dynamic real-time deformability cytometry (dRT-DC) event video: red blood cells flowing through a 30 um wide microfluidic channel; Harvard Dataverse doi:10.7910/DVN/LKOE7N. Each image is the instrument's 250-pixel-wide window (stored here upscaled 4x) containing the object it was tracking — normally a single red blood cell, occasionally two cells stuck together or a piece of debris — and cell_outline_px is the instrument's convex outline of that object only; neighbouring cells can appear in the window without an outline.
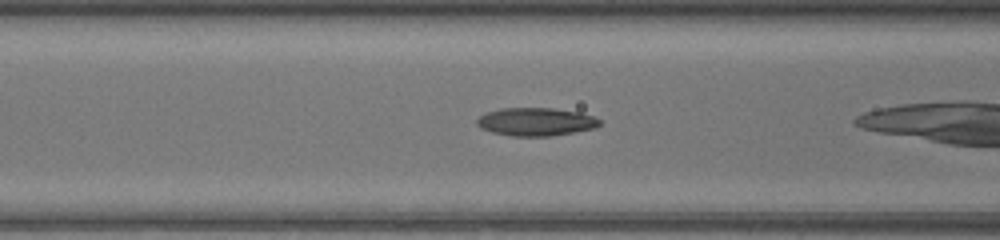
{"species": "common noctule bat (a hibernating species)", "species_latin": "Nyctalus noctula", "temperature_condition": "warm", "stored_images_in_passage": 35, "camera_frame_rate_fps": 3000, "um_per_image_px": 0.085, "animal": {"sex": "female", "body_mass_g": 17.0, "forearm_length_mm": 48.0}, "frame": {"image": 1, "passage_image": 18, "time_ms": 5.667, "image_size_px": [1000, 240], "cell_outline_px": [[600, 124], [596, 128], [576, 132], [552, 136], [512, 136], [492, 132], [480, 128], [476, 124], [476, 120], [480, 116], [488, 112], [500, 108], [552, 108], [580, 112], [592, 116], [600, 120]], "centroid_in_image_um": [45.55, 10.35], "position_along_channel_um": 121.0, "area_um2": 20.17}}
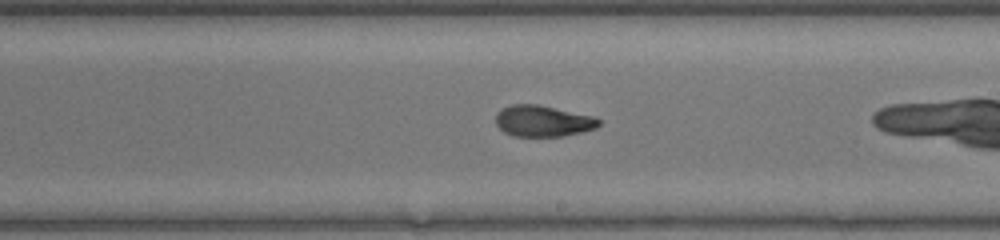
{"frame": {"image": 2, "passage_image": 26, "time_ms": 8.333, "image_size_px": [1000, 240], "cell_outline_px": [[600, 124], [596, 128], [564, 136], [512, 136], [504, 132], [496, 124], [496, 112], [512, 104], [536, 104], [596, 116], [600, 120]], "centroid_in_image_um": [46.16, 10.28], "position_along_channel_um": 242.8, "area_um2": 18.79}}
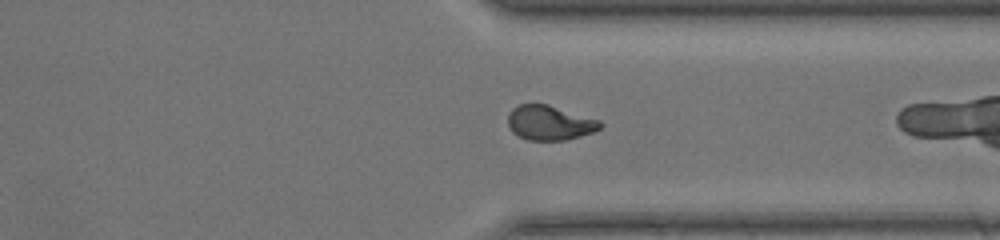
{"frame": {"image": 3, "passage_image": 34, "time_ms": 11.0, "image_size_px": [1000, 240], "cell_outline_px": [[604, 124], [600, 128], [592, 132], [580, 136], [564, 140], [528, 140], [512, 132], [508, 124], [508, 116], [512, 108], [520, 104], [548, 104], [600, 120]], "centroid_in_image_um": [46.72, 10.43], "position_along_channel_um": 364.7, "area_um2": 18.55}}